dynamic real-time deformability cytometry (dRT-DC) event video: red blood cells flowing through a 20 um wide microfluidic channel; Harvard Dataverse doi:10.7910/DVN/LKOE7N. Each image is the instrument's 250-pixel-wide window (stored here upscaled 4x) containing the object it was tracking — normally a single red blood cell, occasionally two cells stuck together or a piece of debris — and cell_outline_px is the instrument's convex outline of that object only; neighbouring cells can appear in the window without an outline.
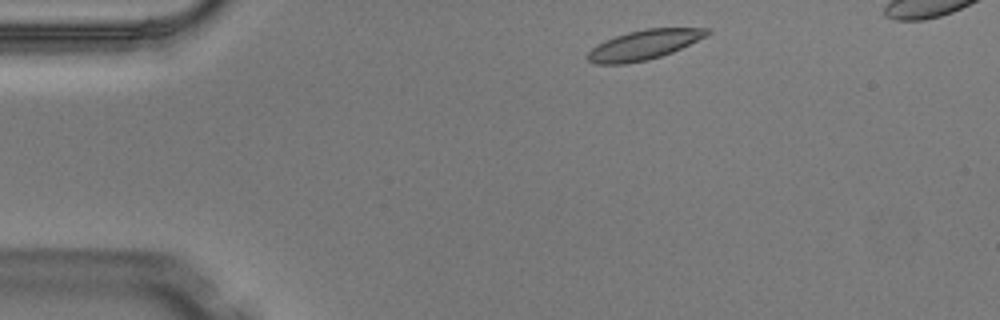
{"species": "Egyptian fruit bat (a non-hibernating species)", "species_latin": "Rousettus aegyptiacus", "temperature_condition": "warm", "stored_images_in_passage": 3, "camera_frame_rate_fps": 3000, "um_per_image_px": 0.085, "animal": {"sex": "male"}, "frame": {"image": 1, "passage_image": 1, "time_ms": 0.0, "image_size_px": [1000, 320], "cell_outline_px": [[712, 32], [672, 52], [648, 60], [624, 64], [596, 64], [588, 60], [584, 56], [596, 44], [604, 40], [628, 32], [644, 28], [708, 28]], "centroid_in_image_um": [54.66, 3.81], "position_along_channel_um": 30.3, "area_um2": 20.52}}